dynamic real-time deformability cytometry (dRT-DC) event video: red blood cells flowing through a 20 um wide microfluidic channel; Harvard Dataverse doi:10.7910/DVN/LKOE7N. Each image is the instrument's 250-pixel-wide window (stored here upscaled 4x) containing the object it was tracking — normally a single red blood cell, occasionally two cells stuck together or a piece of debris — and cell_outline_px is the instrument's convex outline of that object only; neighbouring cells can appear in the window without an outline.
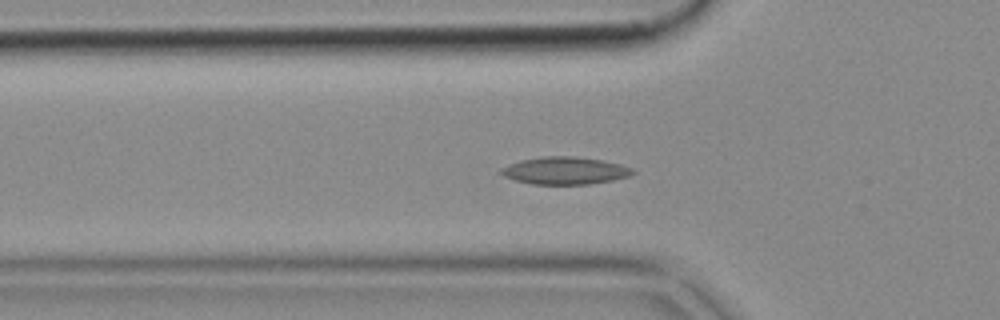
{"species": "common noctule bat (a hibernating species)", "species_latin": "Nyctalus noctula", "temperature_condition": "cold", "stored_images_in_passage": 53, "camera_frame_rate_fps": 3000, "um_per_image_px": 0.085, "animal": {"sex": "female", "body_mass_g": 18.4}, "frame": {"image": 1, "passage_image": 17, "time_ms": 5.333, "image_size_px": [1000, 320], "cell_outline_px": [[636, 172], [628, 176], [612, 180], [588, 184], [532, 184], [516, 180], [504, 176], [500, 172], [500, 168], [508, 164], [520, 160], [540, 156], [576, 156], [600, 160], [620, 164], [632, 168]], "centroid_in_image_um": [47.99, 14.49], "position_along_channel_um": 77.8, "area_um2": 20.98}}
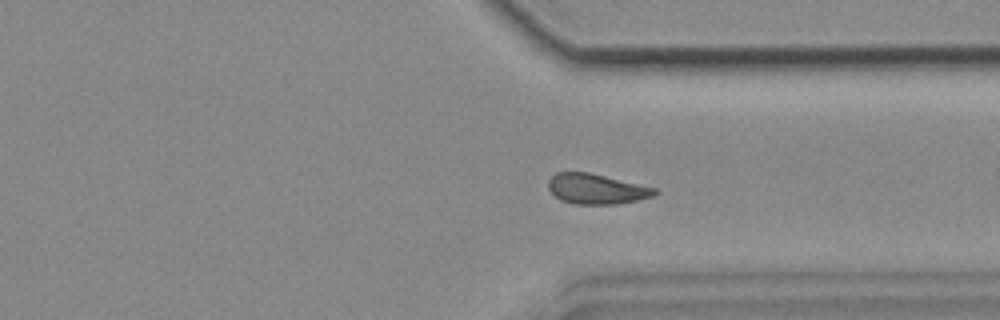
{"frame": {"image": 2, "passage_image": 39, "time_ms": 12.667, "image_size_px": [1000, 320], "cell_outline_px": [[660, 192], [652, 196], [636, 200], [616, 204], [576, 204], [560, 200], [548, 188], [548, 180], [556, 172], [588, 172], [656, 188]], "centroid_in_image_um": [50.68, 16.06], "position_along_channel_um": 360.7, "area_um2": 18.55}}
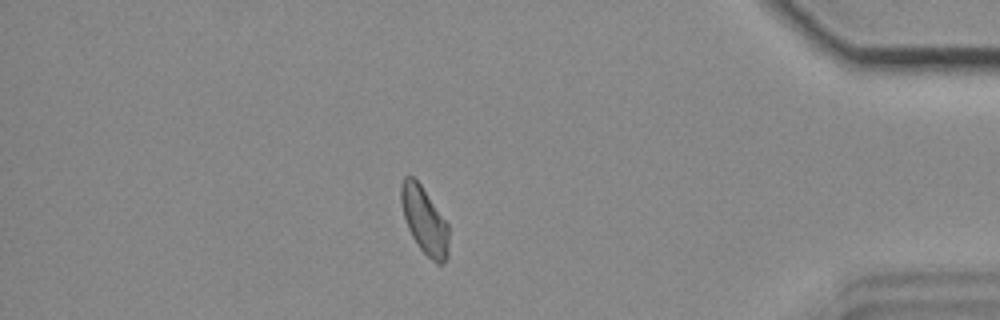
{"frame": {"image": 3, "passage_image": 45, "time_ms": 14.667, "image_size_px": [1000, 320], "cell_outline_px": [[448, 256], [444, 264], [436, 264], [420, 248], [412, 236], [408, 228], [404, 216], [400, 200], [400, 184], [404, 176], [412, 176], [420, 184], [448, 224]], "centroid_in_image_um": [36.07, 18.74], "position_along_channel_um": 399.1, "area_um2": 18.44}}